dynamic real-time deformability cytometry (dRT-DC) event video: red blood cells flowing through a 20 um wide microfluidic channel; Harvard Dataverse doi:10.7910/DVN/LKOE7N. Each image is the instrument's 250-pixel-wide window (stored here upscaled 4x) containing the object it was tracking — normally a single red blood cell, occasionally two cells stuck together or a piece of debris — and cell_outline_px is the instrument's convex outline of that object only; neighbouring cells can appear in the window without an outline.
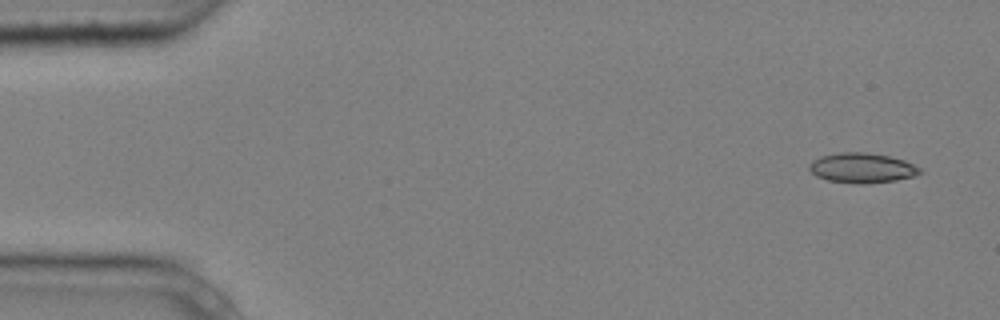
{"species": "common noctule bat (a hibernating species)", "species_latin": "Nyctalus noctula", "temperature_condition": "cold", "stored_images_in_passage": 5, "camera_frame_rate_fps": 3000, "um_per_image_px": 0.085, "animal": {"sex": "male", "body_mass_g": 20.4}, "frame": {"image": 1, "passage_image": 1, "time_ms": 0.0, "image_size_px": [1000, 320], "cell_outline_px": [[924, 172], [916, 176], [896, 180], [864, 184], [856, 184], [828, 180], [816, 176], [808, 168], [808, 164], [812, 160], [820, 156], [840, 152], [864, 152], [888, 156], [904, 160], [920, 168]], "centroid_in_image_um": [73.27, 14.28], "position_along_channel_um": 11.7, "area_um2": 19.42}}
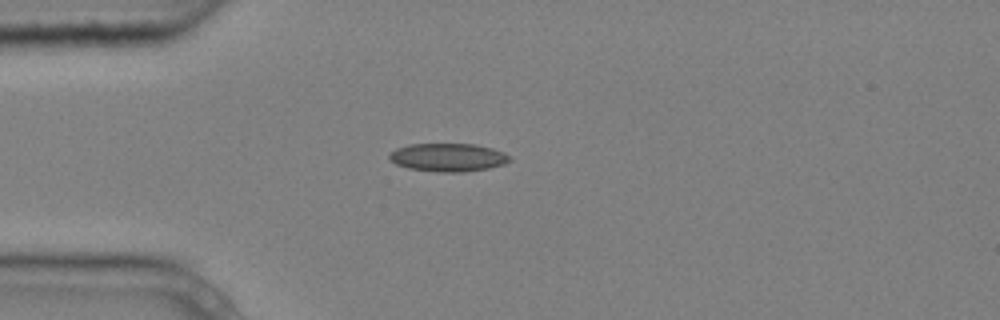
{"frame": {"image": 2, "passage_image": 4, "time_ms": 1.0, "image_size_px": [1000, 320], "cell_outline_px": [[512, 160], [504, 164], [488, 168], [460, 172], [436, 172], [408, 168], [396, 164], [388, 156], [388, 152], [396, 148], [408, 144], [476, 144], [492, 148], [504, 152]], "centroid_in_image_um": [38.06, 13.37], "position_along_channel_um": 46.9, "area_um2": 19.83}}